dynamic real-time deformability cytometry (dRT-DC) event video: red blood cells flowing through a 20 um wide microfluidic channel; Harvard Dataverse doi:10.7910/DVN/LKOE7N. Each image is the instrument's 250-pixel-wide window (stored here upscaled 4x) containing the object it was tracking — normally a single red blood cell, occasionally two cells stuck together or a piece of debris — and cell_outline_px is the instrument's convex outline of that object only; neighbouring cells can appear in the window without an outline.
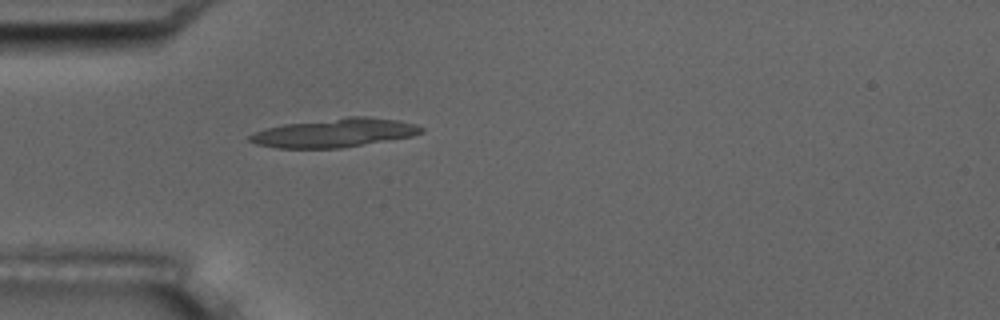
{"species": "common noctule bat (a hibernating species)", "species_latin": "Nyctalus noctula", "temperature_condition": "room temperature", "stored_images_in_passage": 4, "camera_frame_rate_fps": 3000, "um_per_image_px": 0.085, "animal": {"sex": "male", "body_mass_g": 17.5, "forearm_length_mm": 52.3}, "frame": {"image": 1, "passage_image": 4, "time_ms": 4.333, "image_size_px": [1000, 320], "cell_outline_px": [[424, 132], [412, 136], [340, 148], [276, 148], [256, 144], [248, 140], [248, 136], [256, 132], [268, 128], [284, 124], [348, 116], [368, 116], [396, 120], [416, 124], [424, 128]], "centroid_in_image_um": [28.45, 11.28], "position_along_channel_um": 56.6, "area_um2": 28.61}}